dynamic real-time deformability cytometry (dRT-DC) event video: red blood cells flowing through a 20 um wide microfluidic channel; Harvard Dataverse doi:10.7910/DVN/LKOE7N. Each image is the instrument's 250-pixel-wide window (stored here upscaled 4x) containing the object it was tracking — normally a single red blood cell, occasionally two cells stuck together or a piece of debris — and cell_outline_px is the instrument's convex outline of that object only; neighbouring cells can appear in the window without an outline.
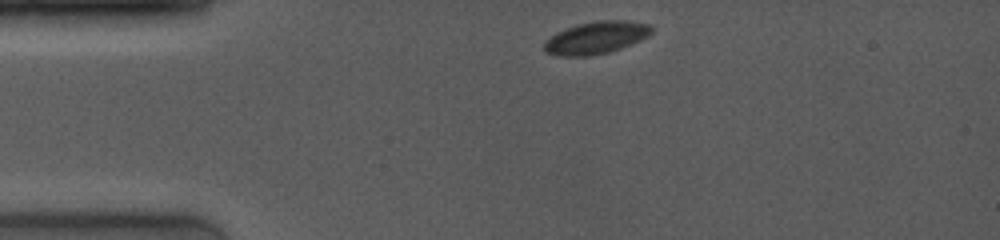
{"species": "common noctule bat (a hibernating species)", "species_latin": "Nyctalus noctula", "temperature_condition": "room temperature", "stored_images_in_passage": 38, "camera_frame_rate_fps": 4000, "um_per_image_px": 0.085, "animal": {"sex": "female", "body_mass_g": 19.0, "forearm_length_mm": 53.3}, "frame": {"image": 1, "passage_image": 1, "time_ms": 0.0, "image_size_px": [1000, 240], "cell_outline_px": [[652, 32], [648, 36], [640, 40], [620, 48], [608, 52], [588, 56], [560, 56], [544, 52], [544, 40], [556, 32], [580, 24], [596, 20], [628, 20], [648, 24], [652, 28]], "centroid_in_image_um": [50.65, 3.2], "position_along_channel_um": 34.4, "area_um2": 20.17}}
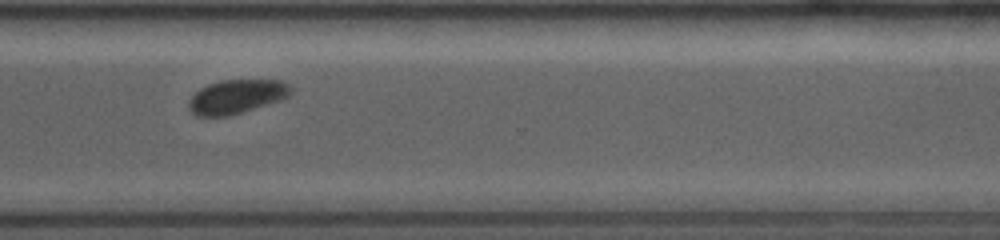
{"frame": {"image": 2, "passage_image": 28, "time_ms": 9.0, "image_size_px": [1000, 240], "cell_outline_px": [[292, 92], [288, 96], [280, 100], [228, 116], [196, 116], [188, 108], [188, 100], [200, 88], [208, 84], [220, 80], [280, 80], [288, 84], [292, 88]], "centroid_in_image_um": [20.09, 8.2], "position_along_channel_um": 350.5, "area_um2": 20.11}}
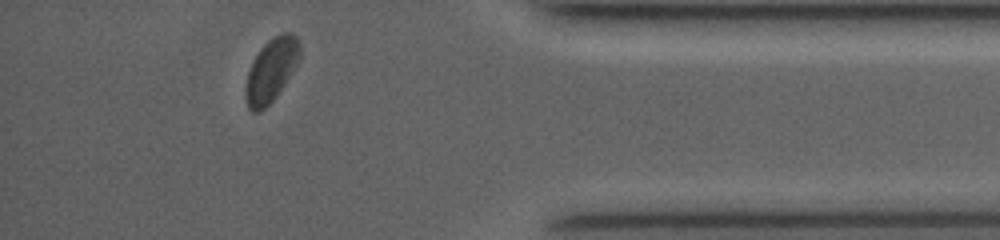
{"frame": {"image": 3, "passage_image": 35, "time_ms": 11.0, "image_size_px": [1000, 240], "cell_outline_px": [[300, 60], [276, 96], [260, 112], [252, 112], [248, 108], [244, 96], [244, 88], [248, 72], [260, 48], [268, 40], [280, 32], [292, 32], [296, 36], [300, 44]], "centroid_in_image_um": [23.05, 5.95], "position_along_channel_um": 412.1, "area_um2": 20.06}, "authors_computed_cell_mechanics": {"area_um2": 20.808, "velocity_mm_per_s": 3.9673, "shape_relaxation_time_tau1_ms": 1.9756, "shape_relaxation_time_tau2_ms": null, "deformation_change_tau1": 0.0542, "deformation_change_tau2": null}}